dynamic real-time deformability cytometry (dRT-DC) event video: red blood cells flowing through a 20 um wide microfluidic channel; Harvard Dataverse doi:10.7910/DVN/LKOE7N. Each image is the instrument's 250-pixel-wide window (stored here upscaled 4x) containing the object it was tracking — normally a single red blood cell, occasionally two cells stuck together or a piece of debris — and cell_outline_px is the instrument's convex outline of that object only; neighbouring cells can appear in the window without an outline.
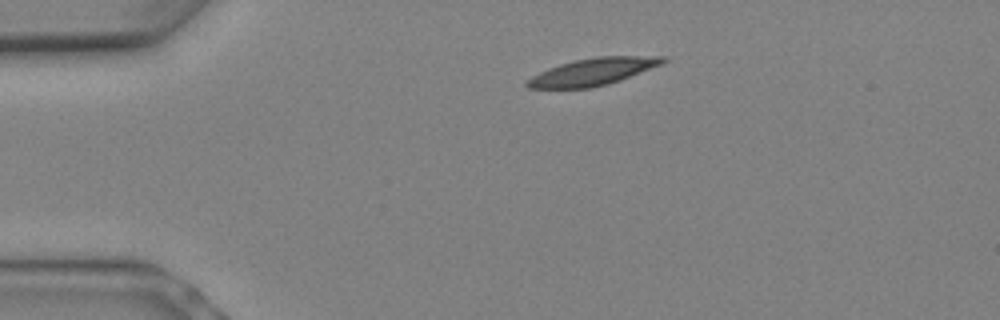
{"species": "Egyptian fruit bat (a non-hibernating species)", "species_latin": "Rousettus aegyptiacus", "temperature_condition": "warm", "stored_images_in_passage": 3, "camera_frame_rate_fps": 3000, "um_per_image_px": 0.085, "animal": {"sex": "female"}, "frame": {"image": 1, "passage_image": 1, "time_ms": 0.0, "image_size_px": [1000, 320], "cell_outline_px": [[668, 60], [660, 64], [620, 80], [608, 84], [592, 88], [528, 88], [524, 84], [532, 76], [548, 68], [560, 64], [576, 60], [596, 56], [668, 56]], "centroid_in_image_um": [50.39, 6.09], "position_along_channel_um": 34.6, "area_um2": 21.27}}